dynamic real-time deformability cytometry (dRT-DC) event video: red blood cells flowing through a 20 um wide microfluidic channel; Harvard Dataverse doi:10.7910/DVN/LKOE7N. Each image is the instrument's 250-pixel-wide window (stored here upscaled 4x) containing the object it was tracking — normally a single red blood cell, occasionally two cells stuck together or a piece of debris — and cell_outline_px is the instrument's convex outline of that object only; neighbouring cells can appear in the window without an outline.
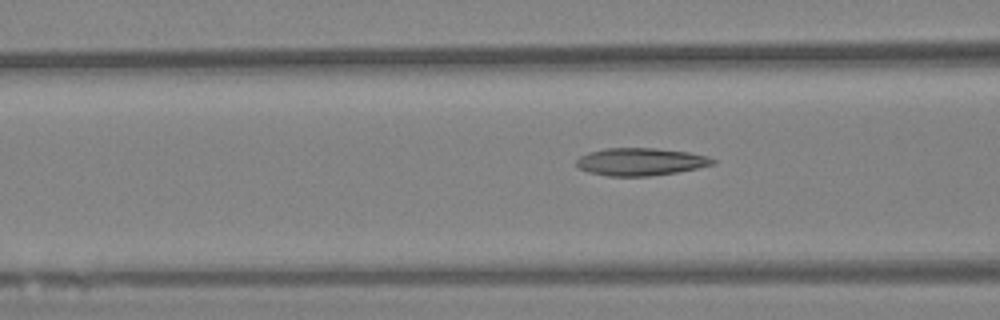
{"species": "Egyptian fruit bat (a non-hibernating species)", "species_latin": "Rousettus aegyptiacus", "temperature_condition": "warm", "stored_images_in_passage": 13, "camera_frame_rate_fps": 3000, "um_per_image_px": 0.085, "animal": {"sex": "female"}, "frame": {"image": 1, "passage_image": 11, "time_ms": 3.333, "image_size_px": [1000, 320], "cell_outline_px": [[716, 164], [676, 172], [648, 176], [608, 176], [588, 172], [580, 168], [576, 164], [576, 160], [580, 156], [588, 152], [604, 148], [656, 148], [688, 152], [708, 156], [716, 160]], "centroid_in_image_um": [54.44, 13.74], "position_along_channel_um": 112.2, "area_um2": 21.91}}